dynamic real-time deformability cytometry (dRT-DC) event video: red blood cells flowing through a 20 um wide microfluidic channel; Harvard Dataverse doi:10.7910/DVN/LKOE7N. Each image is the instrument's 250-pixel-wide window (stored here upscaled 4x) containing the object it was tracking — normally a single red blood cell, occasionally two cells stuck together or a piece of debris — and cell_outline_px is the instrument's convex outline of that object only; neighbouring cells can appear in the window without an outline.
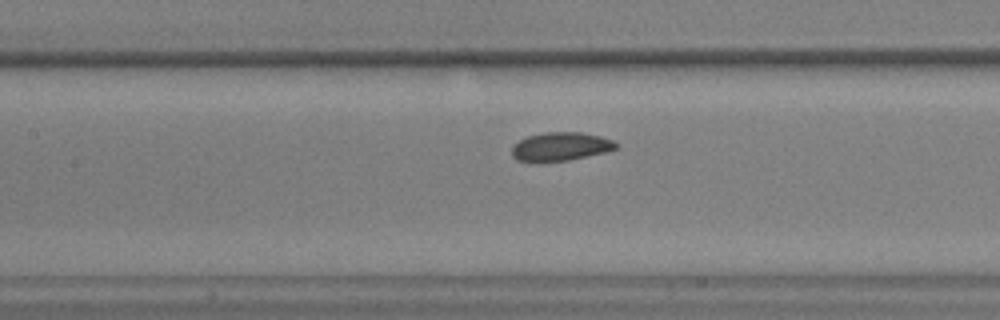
{"species": "common noctule bat (a hibernating species)", "species_latin": "Nyctalus noctula", "temperature_condition": "warm", "stored_images_in_passage": 42, "camera_frame_rate_fps": 3000, "um_per_image_px": 0.085, "animal": {"sex": "male", "body_mass_g": 17.9, "forearm_length_mm": 54.2}, "frame": {"image": 1, "passage_image": 19, "time_ms": 6.0, "image_size_px": [1000, 320], "cell_outline_px": [[620, 144], [616, 148], [604, 152], [568, 160], [516, 160], [512, 156], [512, 148], [520, 140], [528, 136], [544, 132], [580, 132], [600, 136], [612, 140]], "centroid_in_image_um": [47.68, 12.43], "position_along_channel_um": 159.7, "area_um2": 16.82}}
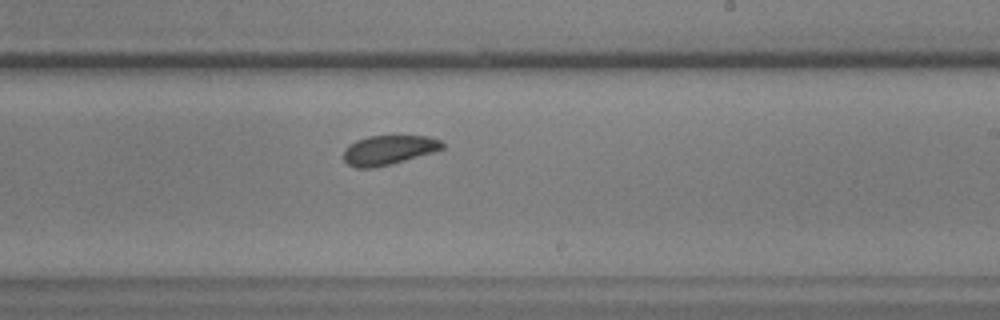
{"frame": {"image": 2, "passage_image": 26, "time_ms": 8.333, "image_size_px": [1000, 320], "cell_outline_px": [[444, 148], [432, 152], [392, 164], [376, 168], [356, 168], [348, 164], [344, 160], [344, 152], [348, 144], [356, 140], [368, 136], [428, 136], [440, 140], [444, 144]], "centroid_in_image_um": [33.01, 12.75], "position_along_channel_um": 256.0, "area_um2": 16.94}}
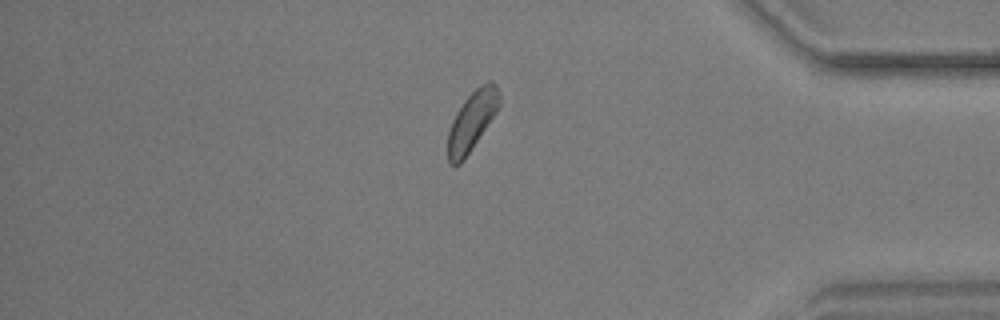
{"frame": {"image": 3, "passage_image": 38, "time_ms": 12.333, "image_size_px": [1000, 320], "cell_outline_px": [[500, 104], [496, 112], [464, 160], [460, 164], [448, 164], [448, 132], [452, 120], [456, 112], [464, 100], [480, 84], [488, 80], [492, 80], [496, 84], [500, 96]], "centroid_in_image_um": [40.12, 10.25], "position_along_channel_um": 395.1, "area_um2": 17.69}}